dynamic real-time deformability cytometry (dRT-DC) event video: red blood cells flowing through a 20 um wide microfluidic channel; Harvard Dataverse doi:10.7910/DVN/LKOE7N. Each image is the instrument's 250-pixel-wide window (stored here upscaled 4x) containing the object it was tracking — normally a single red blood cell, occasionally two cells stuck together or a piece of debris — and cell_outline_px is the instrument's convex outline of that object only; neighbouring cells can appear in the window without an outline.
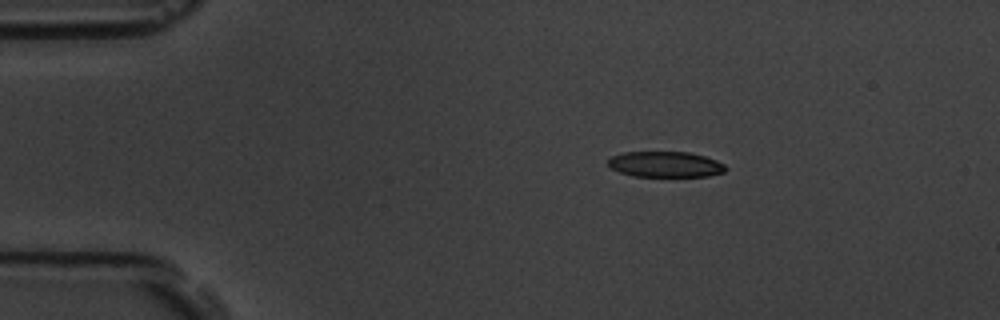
{"species": "common noctule bat (a hibernating species)", "species_latin": "Nyctalus noctula", "temperature_condition": "room temperature", "stored_images_in_passage": 47, "camera_frame_rate_fps": 3000, "um_per_image_px": 0.085, "animal": {"sex": "male", "body_mass_g": 19.5, "forearm_length_mm": 54.6}, "frame": {"image": 1, "passage_image": 1, "time_ms": 0.0, "image_size_px": [1000, 320], "cell_outline_px": [[728, 168], [724, 172], [708, 176], [632, 176], [608, 168], [608, 160], [612, 156], [624, 152], [688, 152], [704, 156], [716, 160], [724, 164]], "centroid_in_image_um": [56.54, 13.97], "position_along_channel_um": 28.5, "area_um2": 17.63}}
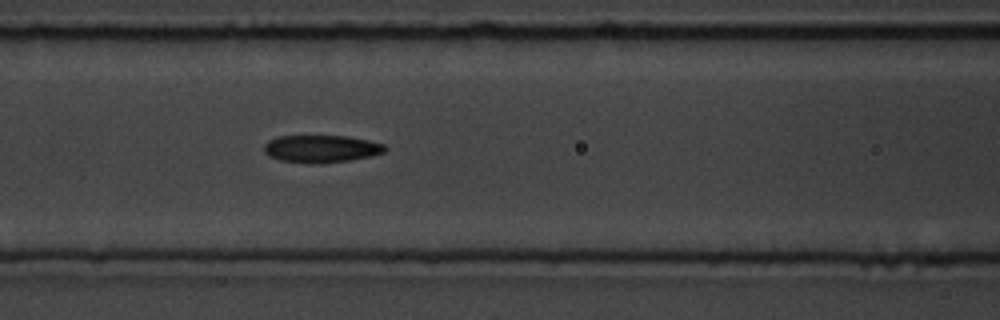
{"frame": {"image": 2, "passage_image": 15, "time_ms": 4.667, "image_size_px": [1000, 320], "cell_outline_px": [[388, 148], [384, 152], [372, 156], [348, 160], [308, 164], [280, 160], [268, 156], [264, 152], [264, 144], [268, 140], [276, 136], [344, 136], [368, 140], [384, 144]], "centroid_in_image_um": [27.27, 12.64], "position_along_channel_um": 139.3, "area_um2": 19.36}}
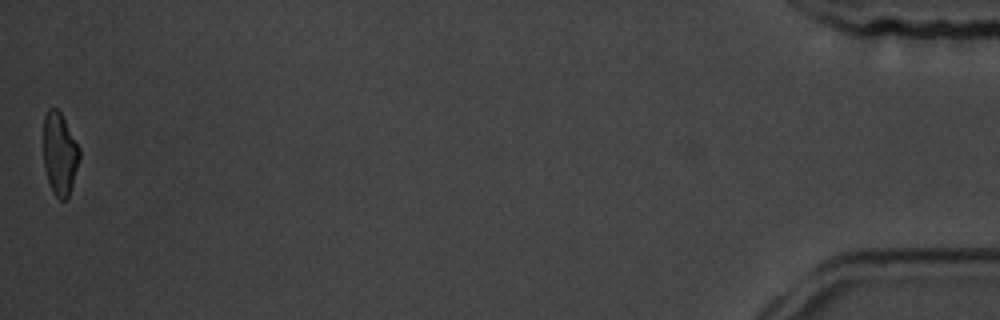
{"frame": {"image": 3, "passage_image": 47, "time_ms": 15.333, "image_size_px": [1000, 320], "cell_outline_px": [[80, 156], [72, 184], [68, 196], [64, 200], [60, 200], [52, 192], [44, 168], [44, 116], [48, 108], [56, 108], [60, 112], [80, 148]], "centroid_in_image_um": [5.07, 13.06], "position_along_channel_um": 430.1, "area_um2": 17.11}, "authors_computed_cell_mechanics": {"area_um2": 19.3052, "velocity_mm_per_s": 3.647, "shape_relaxation_time_tau1_ms": 3.5714, "shape_relaxation_time_tau2_ms": 2.9271, "deformation_change_tau1": 0.1404, "deformation_change_tau2": 0.1064}}